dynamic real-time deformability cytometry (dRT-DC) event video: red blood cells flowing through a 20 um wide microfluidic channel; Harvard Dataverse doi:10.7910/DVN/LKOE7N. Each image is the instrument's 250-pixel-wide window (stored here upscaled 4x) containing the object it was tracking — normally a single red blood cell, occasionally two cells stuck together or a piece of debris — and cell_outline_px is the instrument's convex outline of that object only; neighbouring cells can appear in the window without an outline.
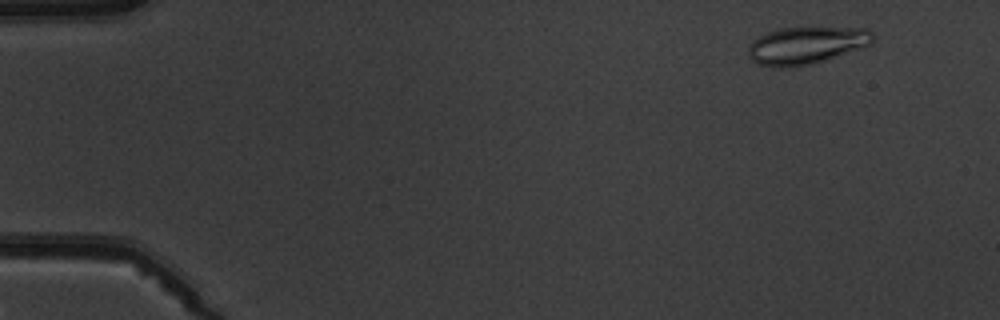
{"species": "common noctule bat (a hibernating species)", "species_latin": "Nyctalus noctula", "temperature_condition": "warm", "stored_images_in_passage": 6, "camera_frame_rate_fps": 3000, "um_per_image_px": 0.085, "animal": {"sex": "male", "body_mass_g": 19.5, "forearm_length_mm": 54.6}, "frame": {"image": 1, "passage_image": 2, "time_ms": 1.333, "image_size_px": [1000, 320], "cell_outline_px": [[876, 36], [872, 44], [812, 64], [784, 68], [772, 68], [756, 64], [748, 56], [748, 48], [752, 40], [756, 36], [780, 28], [868, 28]], "centroid_in_image_um": [68.5, 3.86], "position_along_channel_um": 16.5, "area_um2": 27.34}}
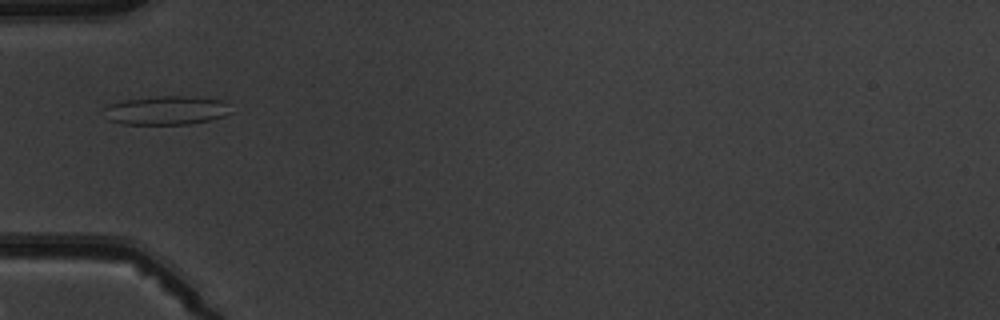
{"frame": {"image": 2, "passage_image": 6, "time_ms": 5.667, "image_size_px": [1000, 320], "cell_outline_px": [[232, 112], [224, 116], [212, 120], [192, 124], [124, 124], [108, 120], [104, 108], [108, 104], [124, 100], [156, 96], [196, 96], [224, 100]], "centroid_in_image_um": [14.18, 9.37], "position_along_channel_um": 70.8, "area_um2": 21.56}}